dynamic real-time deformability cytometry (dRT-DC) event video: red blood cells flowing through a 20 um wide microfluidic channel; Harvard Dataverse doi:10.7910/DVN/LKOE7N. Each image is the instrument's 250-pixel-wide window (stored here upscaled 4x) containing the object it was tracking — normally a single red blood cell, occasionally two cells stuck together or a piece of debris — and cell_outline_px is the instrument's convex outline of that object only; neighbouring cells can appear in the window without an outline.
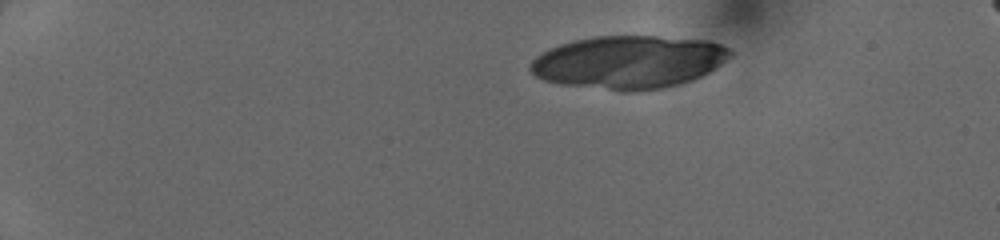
{"species": "human", "species_latin": "Homo sapiens", "temperature_condition": "cold", "stored_images_in_passage": 42, "camera_frame_rate_fps": 3000, "um_per_image_px": 0.085, "donor": {"sex": "female"}, "frame": {"image": 1, "passage_image": 1, "time_ms": 0.0, "image_size_px": [1000, 240], "cell_outline_px": [[732, 56], [708, 72], [692, 80], [680, 84], [640, 92], [620, 92], [560, 84], [544, 80], [536, 76], [528, 68], [532, 60], [536, 56], [560, 44], [572, 40], [596, 36], [656, 36], [704, 40], [720, 44], [728, 48], [732, 52]], "centroid_in_image_um": [53.42, 5.29], "position_along_channel_um": 31.6, "area_um2": 61.85}}
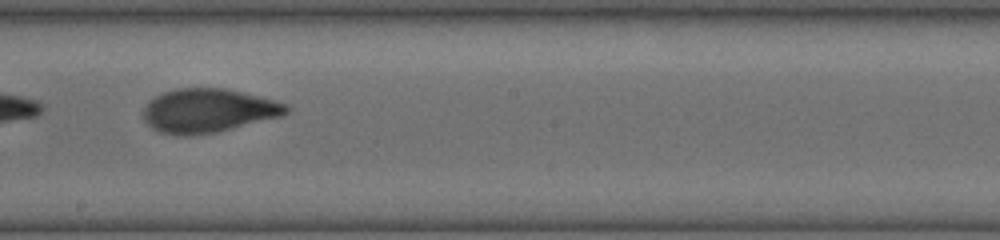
{"frame": {"image": 2, "passage_image": 23, "time_ms": 7.333, "image_size_px": [1000, 240], "cell_outline_px": [[292, 108], [288, 112], [280, 116], [216, 132], [188, 136], [180, 136], [160, 132], [152, 128], [140, 116], [148, 100], [164, 92], [176, 88], [224, 88], [276, 100], [288, 104]], "centroid_in_image_um": [17.66, 9.4], "position_along_channel_um": 230.5, "area_um2": 36.65}}
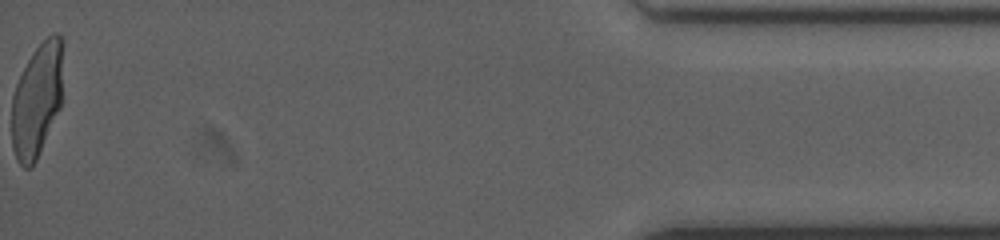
{"frame": {"image": 3, "passage_image": 42, "time_ms": 13.667, "image_size_px": [1000, 240], "cell_outline_px": [[64, 40], [60, 108], [36, 160], [28, 168], [24, 168], [16, 160], [12, 144], [12, 96], [16, 84], [32, 52], [52, 32], [60, 32]], "centroid_in_image_um": [3.16, 8.44], "position_along_channel_um": 432.0, "area_um2": 34.16}}